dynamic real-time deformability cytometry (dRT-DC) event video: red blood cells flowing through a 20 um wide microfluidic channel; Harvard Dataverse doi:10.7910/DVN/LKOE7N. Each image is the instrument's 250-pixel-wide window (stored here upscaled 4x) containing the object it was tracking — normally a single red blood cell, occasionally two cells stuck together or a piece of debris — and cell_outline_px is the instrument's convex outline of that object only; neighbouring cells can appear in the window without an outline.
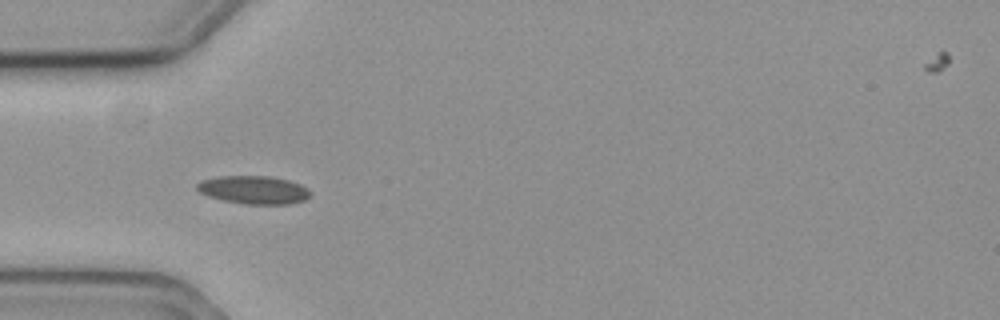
{"species": "common noctule bat (a hibernating species)", "species_latin": "Nyctalus noctula", "temperature_condition": "cold", "stored_images_in_passage": 41, "camera_frame_rate_fps": 3000, "um_per_image_px": 0.085, "animal": {"sex": "female", "body_mass_g": 19.3, "forearm_length_mm": 54.1}, "frame": {"image": 1, "passage_image": 1, "time_ms": 0.0, "image_size_px": [1000, 320], "cell_outline_px": [[312, 192], [304, 200], [292, 204], [244, 204], [224, 200], [208, 196], [200, 192], [196, 188], [196, 184], [200, 180], [220, 176], [268, 176], [288, 180], [300, 184], [308, 188]], "centroid_in_image_um": [21.57, 16.14], "position_along_channel_um": 63.4, "area_um2": 18.61}}
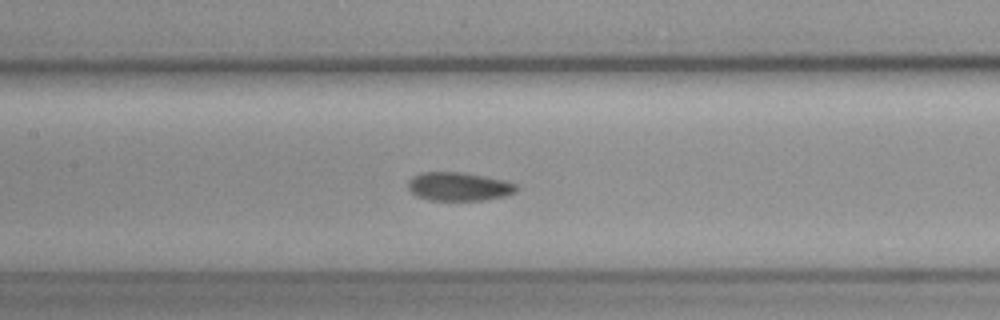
{"frame": {"image": 2, "passage_image": 10, "time_ms": 3.0, "image_size_px": [1000, 320], "cell_outline_px": [[520, 188], [516, 192], [504, 196], [484, 200], [428, 200], [416, 196], [408, 188], [408, 184], [412, 176], [420, 172], [460, 172], [508, 180], [516, 184]], "centroid_in_image_um": [39.03, 15.85], "position_along_channel_um": 168.4, "area_um2": 18.21}}
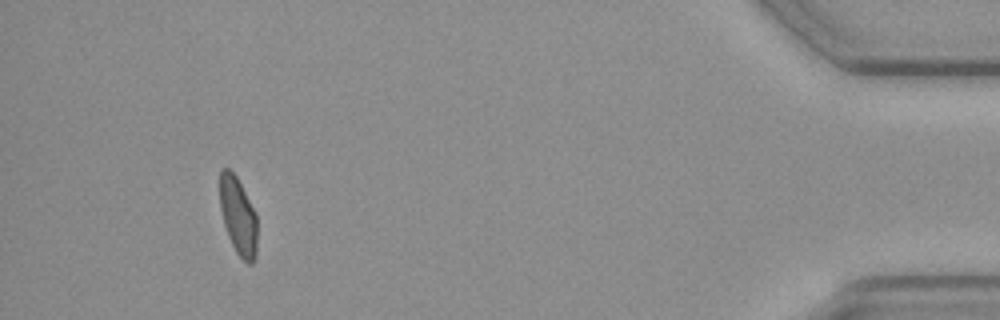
{"frame": {"image": 3, "passage_image": 37, "time_ms": 12.0, "image_size_px": [1000, 320], "cell_outline_px": [[256, 256], [252, 264], [248, 264], [236, 252], [228, 236], [224, 224], [220, 208], [220, 168], [228, 168], [236, 176], [256, 212]], "centroid_in_image_um": [20.24, 18.36], "position_along_channel_um": 415.0, "area_um2": 16.82}, "authors_computed_cell_mechanics": {"area_um2": 17.6868, "velocity_mm_per_s": 3.5468, "shape_relaxation_time_tau1_ms": 9.5412, "shape_relaxation_time_tau2_ms": 3.374, "deformation_change_tau1": 0.1308, "deformation_change_tau2": 0.0908}}